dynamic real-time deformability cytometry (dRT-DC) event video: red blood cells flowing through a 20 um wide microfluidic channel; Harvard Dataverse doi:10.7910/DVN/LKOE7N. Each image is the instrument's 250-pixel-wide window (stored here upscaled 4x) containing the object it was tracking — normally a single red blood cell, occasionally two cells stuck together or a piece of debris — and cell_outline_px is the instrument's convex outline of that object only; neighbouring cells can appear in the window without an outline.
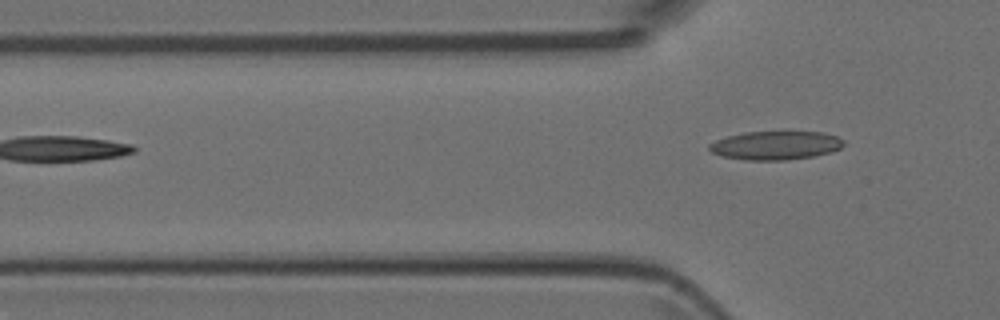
{"species": "Egyptian fruit bat (a non-hibernating species)", "species_latin": "Rousettus aegyptiacus", "temperature_condition": "room temperature", "stored_images_in_passage": 3, "camera_frame_rate_fps": 3000, "um_per_image_px": 0.085, "animal": {"sex": "female"}, "frame": {"image": 1, "passage_image": 3, "time_ms": 2.667, "image_size_px": [1000, 320], "cell_outline_px": [[844, 144], [840, 148], [832, 152], [816, 156], [788, 160], [744, 160], [720, 156], [712, 152], [708, 148], [708, 144], [716, 140], [728, 136], [744, 132], [824, 132], [836, 136], [844, 140]], "centroid_in_image_um": [65.93, 12.37], "position_along_channel_um": 59.9, "area_um2": 22.6}}